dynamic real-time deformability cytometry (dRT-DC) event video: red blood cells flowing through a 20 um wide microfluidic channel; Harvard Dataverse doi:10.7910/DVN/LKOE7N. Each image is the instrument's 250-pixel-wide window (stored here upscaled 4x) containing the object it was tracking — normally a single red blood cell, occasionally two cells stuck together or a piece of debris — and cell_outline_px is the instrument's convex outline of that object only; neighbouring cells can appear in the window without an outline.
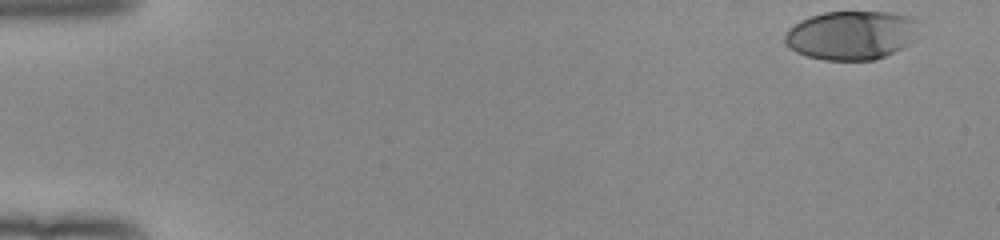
{"species": "human", "species_latin": "Homo sapiens", "temperature_condition": "room temperature", "stored_images_in_passage": 51, "camera_frame_rate_fps": 3000, "um_per_image_px": 0.085, "donor": {"sex": "female"}, "frame": {"image": 1, "passage_image": 1, "time_ms": 0.0, "image_size_px": [1000, 240], "cell_outline_px": [[916, 20], [912, 40], [908, 44], [876, 60], [824, 60], [808, 56], [796, 52], [788, 48], [784, 40], [784, 36], [788, 28], [800, 20], [824, 12], [888, 12], [912, 16]], "centroid_in_image_um": [72.29, 2.99], "position_along_channel_um": 12.7, "area_um2": 37.92}}
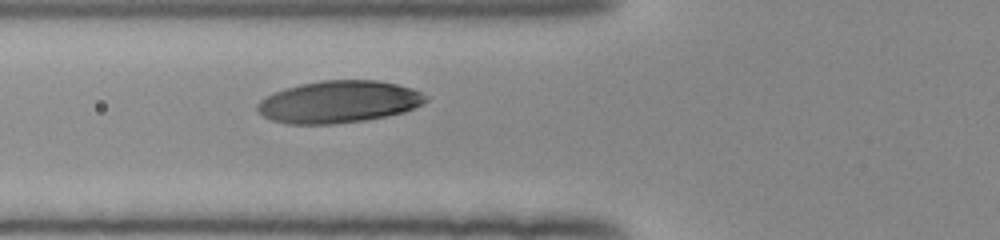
{"frame": {"image": 2, "passage_image": 19, "time_ms": 6.0, "image_size_px": [1000, 240], "cell_outline_px": [[428, 100], [404, 112], [364, 120], [332, 124], [288, 124], [272, 120], [264, 116], [256, 108], [256, 104], [260, 100], [276, 92], [300, 84], [320, 80], [376, 80], [396, 84], [412, 88], [428, 96]], "centroid_in_image_um": [28.79, 8.65], "position_along_channel_um": 97.0, "area_um2": 40.98}}
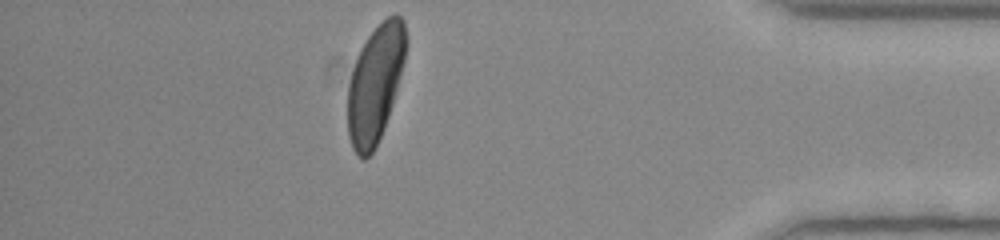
{"frame": {"image": 3, "passage_image": 45, "time_ms": 14.667, "image_size_px": [1000, 240], "cell_outline_px": [[408, 40], [404, 60], [392, 104], [384, 128], [372, 152], [364, 160], [360, 160], [356, 156], [352, 148], [348, 136], [348, 84], [360, 48], [368, 36], [388, 16], [396, 12], [404, 20]], "centroid_in_image_um": [31.89, 7.11], "position_along_channel_um": 403.3, "area_um2": 39.59}, "authors_computed_cell_mechanics": {"area_um2": 40.5178, "velocity_mm_per_s": 3.937, "shape_relaxation_time_tau1_ms": 2.4054, "shape_relaxation_time_tau2_ms": 1.2503, "deformation_change_tau1": 0.1343, "deformation_change_tau2": 0.0438}}